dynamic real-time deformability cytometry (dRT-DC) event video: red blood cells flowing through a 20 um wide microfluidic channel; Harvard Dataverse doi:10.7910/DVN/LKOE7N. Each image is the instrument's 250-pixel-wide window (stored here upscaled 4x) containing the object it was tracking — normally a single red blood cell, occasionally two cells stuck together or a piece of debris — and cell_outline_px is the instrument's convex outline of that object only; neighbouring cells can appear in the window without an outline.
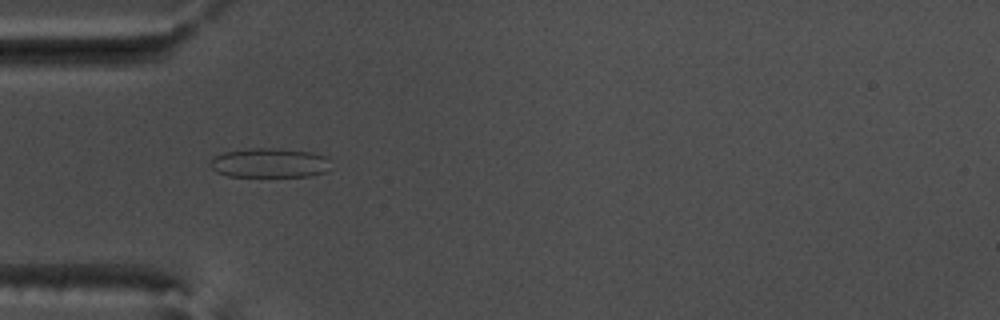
{"species": "common noctule bat (a hibernating species)", "species_latin": "Nyctalus noctula", "temperature_condition": "warm", "stored_images_in_passage": 54, "camera_frame_rate_fps": 3000, "um_per_image_px": 0.085, "animal": {"sex": "male", "body_mass_g": 17.5, "forearm_length_mm": 52.3}, "frame": {"image": 1, "passage_image": 17, "time_ms": 5.333, "image_size_px": [1000, 320], "cell_outline_px": [[332, 168], [324, 172], [308, 176], [228, 176], [216, 172], [208, 164], [212, 156], [224, 152], [248, 148], [272, 148], [312, 152], [324, 156]], "centroid_in_image_um": [22.85, 13.84], "position_along_channel_um": 62.1, "area_um2": 20.75}}
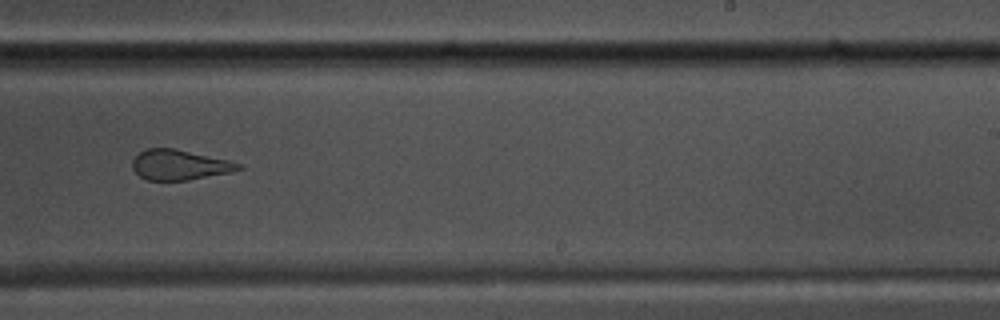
{"frame": {"image": 2, "passage_image": 34, "time_ms": 11.0, "image_size_px": [1000, 320], "cell_outline_px": [[244, 168], [232, 172], [188, 180], [148, 180], [140, 176], [132, 168], [132, 160], [140, 152], [148, 148], [172, 148], [228, 160], [240, 164]], "centroid_in_image_um": [15.25, 14.02], "position_along_channel_um": 273.7, "area_um2": 18.44}}
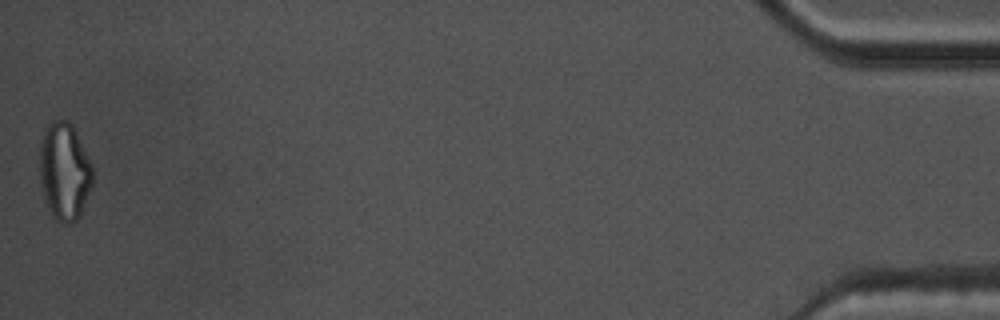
{"frame": {"image": 3, "passage_image": 54, "time_ms": 17.667, "image_size_px": [1000, 320], "cell_outline_px": [[92, 184], [80, 216], [72, 224], [64, 224], [56, 220], [52, 216], [44, 200], [40, 180], [40, 140], [44, 128], [52, 120], [68, 120], [72, 124], [92, 164]], "centroid_in_image_um": [5.46, 14.57], "position_along_channel_um": 429.7, "area_um2": 30.4}, "authors_computed_cell_mechanics": {"area_um2": 23.1489, "velocity_mm_per_s": 3.7711, "shape_relaxation_time_tau1_ms": null, "shape_relaxation_time_tau2_ms": 1.1476, "deformation_change_tau1": null, "deformation_change_tau2": 0.1204}}